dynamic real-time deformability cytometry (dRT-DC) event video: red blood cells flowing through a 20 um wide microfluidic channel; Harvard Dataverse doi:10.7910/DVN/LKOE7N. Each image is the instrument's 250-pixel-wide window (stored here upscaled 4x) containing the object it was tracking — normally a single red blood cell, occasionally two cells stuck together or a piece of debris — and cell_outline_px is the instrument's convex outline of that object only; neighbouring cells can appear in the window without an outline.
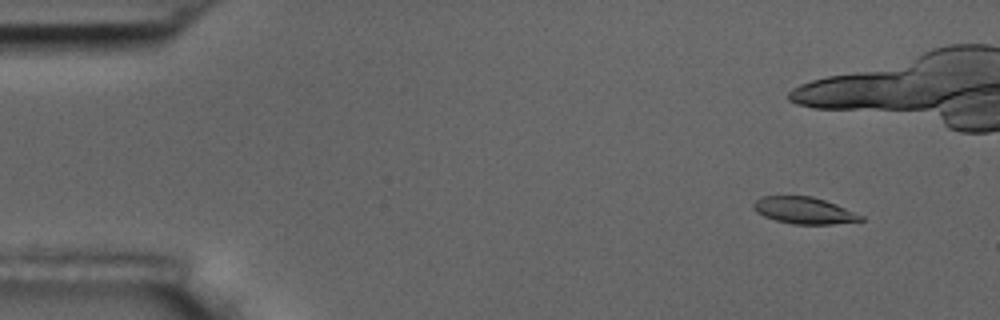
{"species": "common noctule bat (a hibernating species)", "species_latin": "Nyctalus noctula", "temperature_condition": "room temperature", "stored_images_in_passage": 5, "camera_frame_rate_fps": 3000, "um_per_image_px": 0.085, "animal": {"sex": "male", "body_mass_g": 17.5, "forearm_length_mm": 52.3}, "frame": {"image": 1, "passage_image": 1, "time_ms": 0.0, "image_size_px": [1000, 320], "cell_outline_px": [[864, 220], [832, 224], [792, 224], [776, 220], [764, 216], [756, 212], [752, 208], [752, 204], [760, 196], [812, 196], [836, 204], [864, 216]], "centroid_in_image_um": [68.32, 17.88], "position_along_channel_um": 16.7, "area_um2": 16.7}}